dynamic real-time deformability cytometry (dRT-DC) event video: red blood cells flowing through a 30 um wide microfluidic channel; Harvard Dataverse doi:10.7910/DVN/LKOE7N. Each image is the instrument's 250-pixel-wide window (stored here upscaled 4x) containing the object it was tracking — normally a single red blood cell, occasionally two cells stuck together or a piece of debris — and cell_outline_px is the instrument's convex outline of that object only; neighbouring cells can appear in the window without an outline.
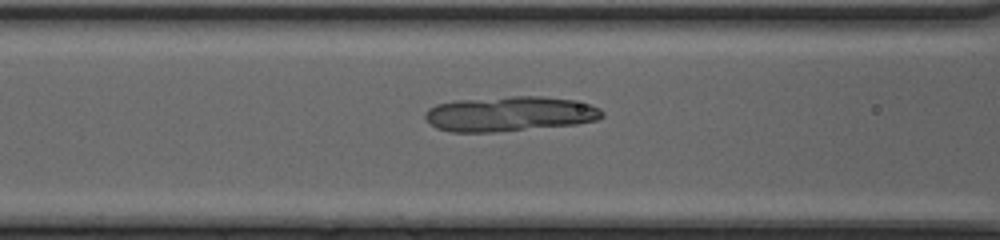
{"species": "common noctule bat (a hibernating species)", "species_latin": "Nyctalus noctula", "temperature_condition": "cold", "stored_images_in_passage": 50, "camera_frame_rate_fps": 3000, "um_per_image_px": 0.085, "animal": {"sex": "female", "body_mass_g": 20.0, "forearm_length_mm": 54.0}, "frame": {"image": 1, "passage_image": 23, "time_ms": 7.333, "image_size_px": [1000, 240], "cell_outline_px": [[604, 116], [596, 120], [576, 124], [492, 132], [452, 132], [436, 128], [424, 116], [424, 112], [428, 108], [436, 104], [456, 100], [512, 96], [540, 96], [572, 100], [588, 104], [600, 108], [604, 112]], "centroid_in_image_um": [43.3, 9.67], "position_along_channel_um": 123.3, "area_um2": 35.95}}
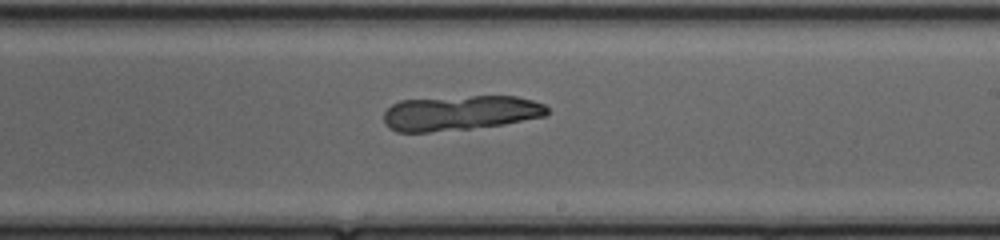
{"frame": {"image": 2, "passage_image": 32, "time_ms": 10.333, "image_size_px": [1000, 240], "cell_outline_px": [[548, 112], [544, 116], [504, 124], [468, 128], [428, 132], [396, 132], [388, 128], [384, 120], [384, 112], [392, 104], [400, 100], [472, 96], [516, 96], [532, 100], [544, 104], [548, 108]], "centroid_in_image_um": [39.09, 9.59], "position_along_channel_um": 249.9, "area_um2": 33.06}}
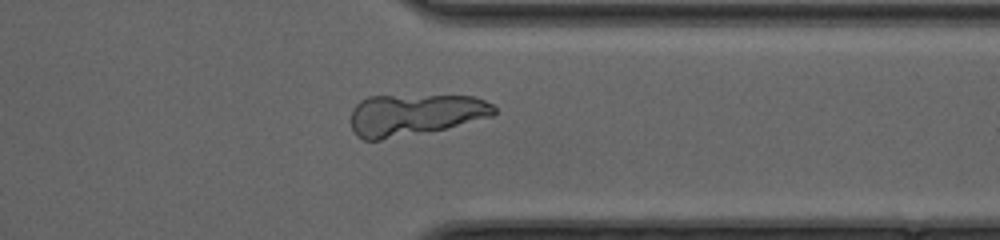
{"frame": {"image": 3, "passage_image": 41, "time_ms": 13.333, "image_size_px": [1000, 240], "cell_outline_px": [[496, 112], [492, 116], [444, 128], [380, 140], [364, 140], [356, 136], [352, 128], [352, 108], [360, 100], [368, 96], [472, 96], [484, 100], [492, 104], [496, 108]], "centroid_in_image_um": [35.22, 9.74], "position_along_channel_um": 376.2, "area_um2": 34.28}}